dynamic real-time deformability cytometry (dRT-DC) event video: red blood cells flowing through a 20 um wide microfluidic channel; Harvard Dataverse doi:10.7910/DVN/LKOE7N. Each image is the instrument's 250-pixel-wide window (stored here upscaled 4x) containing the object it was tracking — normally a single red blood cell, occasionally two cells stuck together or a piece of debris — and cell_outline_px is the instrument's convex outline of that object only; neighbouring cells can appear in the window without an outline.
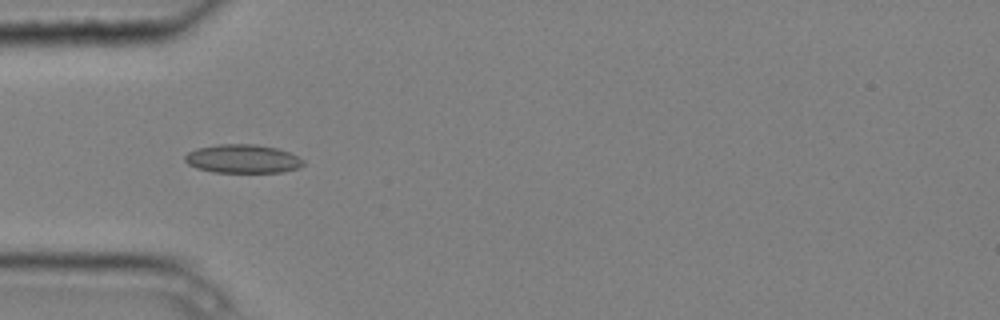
{"species": "common noctule bat (a hibernating species)", "species_latin": "Nyctalus noctula", "temperature_condition": "cold", "stored_images_in_passage": 8, "camera_frame_rate_fps": 3000, "um_per_image_px": 0.085, "animal": {"sex": "male", "body_mass_g": 20.4}, "frame": {"image": 1, "passage_image": 5, "time_ms": 1.333, "image_size_px": [1000, 320], "cell_outline_px": [[304, 164], [300, 168], [280, 172], [212, 172], [196, 168], [188, 164], [184, 160], [184, 156], [188, 152], [196, 148], [220, 144], [256, 144], [276, 148], [288, 152], [304, 160]], "centroid_in_image_um": [20.6, 13.5], "position_along_channel_um": 64.4, "area_um2": 19.77}}
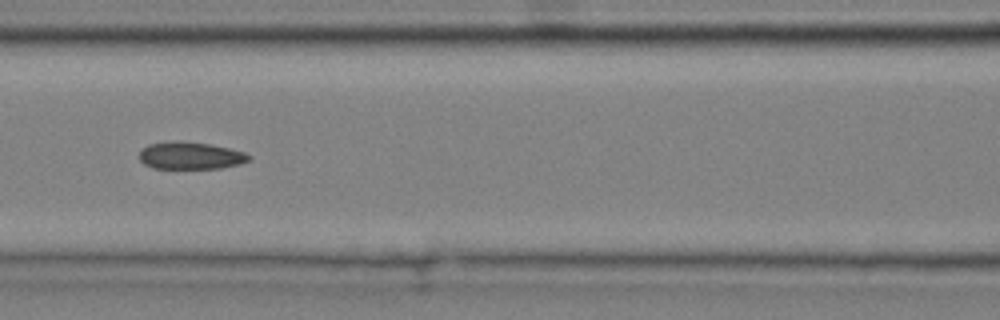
{"frame": {"image": 2, "passage_image": 7, "time_ms": 2.0, "image_size_px": [1000, 320], "cell_outline_px": [[252, 156], [248, 160], [240, 164], [220, 168], [152, 168], [144, 164], [140, 160], [140, 152], [148, 144], [176, 140], [208, 144], [228, 148], [244, 152]], "centroid_in_image_um": [16.18, 13.23], "position_along_channel_um": 150.4, "area_um2": 17.28}}
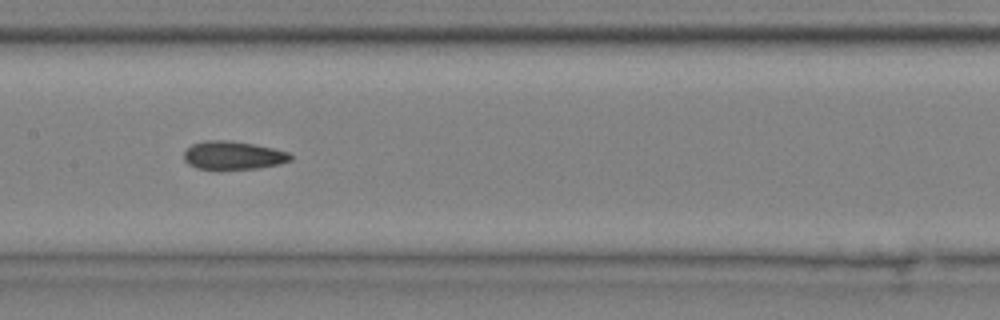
{"frame": {"image": 3, "passage_image": 8, "time_ms": 2.333, "image_size_px": [1000, 320], "cell_outline_px": [[292, 160], [280, 164], [256, 168], [220, 172], [196, 168], [188, 164], [184, 160], [184, 152], [192, 144], [204, 140], [228, 140], [252, 144], [272, 148], [288, 152], [292, 156]], "centroid_in_image_um": [19.77, 13.25], "position_along_channel_um": 187.6, "area_um2": 18.15}}